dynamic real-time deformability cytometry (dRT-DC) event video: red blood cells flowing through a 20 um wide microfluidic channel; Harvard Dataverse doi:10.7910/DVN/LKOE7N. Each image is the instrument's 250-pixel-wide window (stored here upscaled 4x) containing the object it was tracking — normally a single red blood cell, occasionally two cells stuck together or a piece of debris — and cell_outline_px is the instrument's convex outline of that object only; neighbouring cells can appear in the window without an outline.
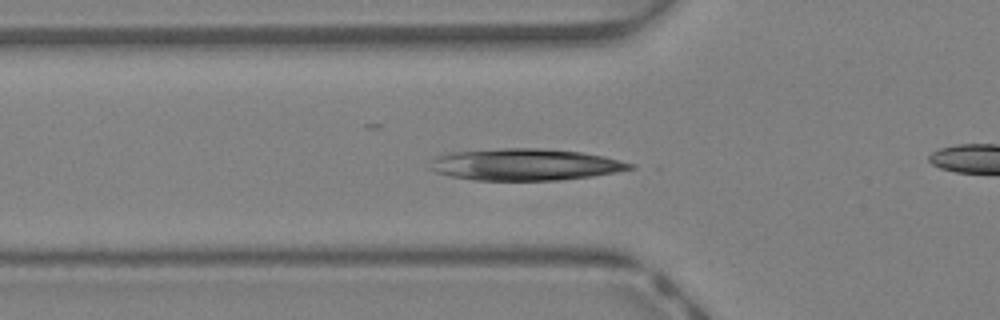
{"species": "Egyptian fruit bat (a non-hibernating species)", "species_latin": "Rousettus aegyptiacus", "temperature_condition": "warm", "stored_images_in_passage": 34, "camera_frame_rate_fps": 3000, "um_per_image_px": 0.085, "animal": {"sex": "female"}, "frame": {"image": 1, "passage_image": 10, "time_ms": 3.0, "image_size_px": [1000, 320], "cell_outline_px": [[636, 168], [616, 172], [592, 176], [560, 180], [472, 180], [448, 176], [436, 172], [428, 168], [432, 160], [436, 156], [452, 152], [500, 148], [544, 148], [580, 152], [604, 156], [636, 164]], "centroid_in_image_um": [44.64, 13.99], "position_along_channel_um": 81.2, "area_um2": 37.22}}
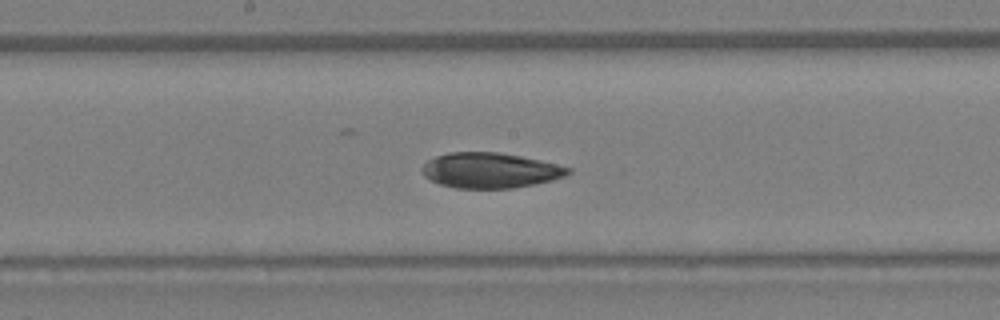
{"frame": {"image": 2, "passage_image": 18, "time_ms": 5.667, "image_size_px": [1000, 320], "cell_outline_px": [[572, 172], [564, 176], [552, 180], [512, 188], [456, 188], [440, 184], [424, 176], [420, 168], [428, 160], [436, 156], [448, 152], [500, 152], [540, 160], [572, 168]], "centroid_in_image_um": [41.65, 14.47], "position_along_channel_um": 206.6, "area_um2": 29.94}}
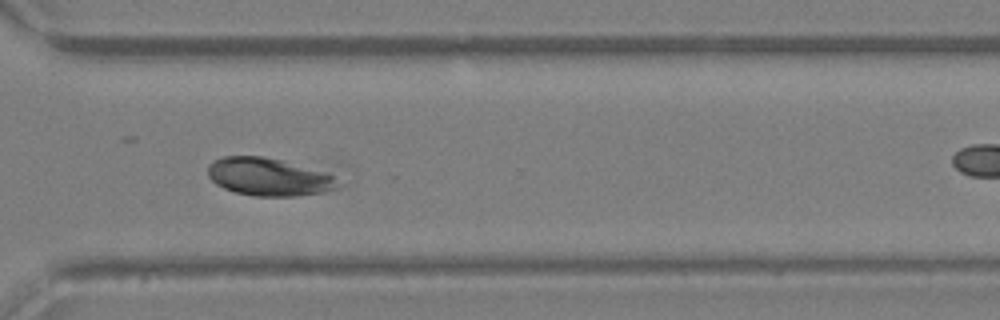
{"frame": {"image": 3, "passage_image": 27, "time_ms": 8.667, "image_size_px": [1000, 320], "cell_outline_px": [[336, 188], [324, 192], [296, 196], [256, 196], [236, 192], [224, 188], [216, 184], [208, 176], [208, 164], [212, 160], [224, 156], [264, 156], [328, 172], [332, 176]], "centroid_in_image_um": [22.77, 15.02], "position_along_channel_um": 347.8, "area_um2": 28.44}}